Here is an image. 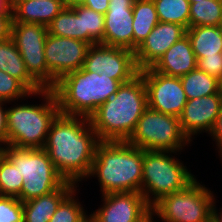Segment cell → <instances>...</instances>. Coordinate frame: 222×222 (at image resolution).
<instances>
[{"label":"cell","instance_id":"1","mask_svg":"<svg viewBox=\"0 0 222 222\" xmlns=\"http://www.w3.org/2000/svg\"><path fill=\"white\" fill-rule=\"evenodd\" d=\"M100 140L88 117L59 113L44 146L58 173L71 183L88 178Z\"/></svg>","mask_w":222,"mask_h":222},{"label":"cell","instance_id":"2","mask_svg":"<svg viewBox=\"0 0 222 222\" xmlns=\"http://www.w3.org/2000/svg\"><path fill=\"white\" fill-rule=\"evenodd\" d=\"M147 108L146 86L139 73L131 81L122 83L117 92L90 115L89 121L100 141H127Z\"/></svg>","mask_w":222,"mask_h":222},{"label":"cell","instance_id":"26","mask_svg":"<svg viewBox=\"0 0 222 222\" xmlns=\"http://www.w3.org/2000/svg\"><path fill=\"white\" fill-rule=\"evenodd\" d=\"M221 22L222 0L190 3L189 27L220 26Z\"/></svg>","mask_w":222,"mask_h":222},{"label":"cell","instance_id":"18","mask_svg":"<svg viewBox=\"0 0 222 222\" xmlns=\"http://www.w3.org/2000/svg\"><path fill=\"white\" fill-rule=\"evenodd\" d=\"M151 68L160 74L179 78L197 68V58L187 34L175 42Z\"/></svg>","mask_w":222,"mask_h":222},{"label":"cell","instance_id":"25","mask_svg":"<svg viewBox=\"0 0 222 222\" xmlns=\"http://www.w3.org/2000/svg\"><path fill=\"white\" fill-rule=\"evenodd\" d=\"M187 100L219 93L218 79L195 68L180 77Z\"/></svg>","mask_w":222,"mask_h":222},{"label":"cell","instance_id":"11","mask_svg":"<svg viewBox=\"0 0 222 222\" xmlns=\"http://www.w3.org/2000/svg\"><path fill=\"white\" fill-rule=\"evenodd\" d=\"M82 69L108 76L121 84L131 81L140 71L134 51L100 43L88 47Z\"/></svg>","mask_w":222,"mask_h":222},{"label":"cell","instance_id":"36","mask_svg":"<svg viewBox=\"0 0 222 222\" xmlns=\"http://www.w3.org/2000/svg\"><path fill=\"white\" fill-rule=\"evenodd\" d=\"M13 15H0V41L11 37Z\"/></svg>","mask_w":222,"mask_h":222},{"label":"cell","instance_id":"31","mask_svg":"<svg viewBox=\"0 0 222 222\" xmlns=\"http://www.w3.org/2000/svg\"><path fill=\"white\" fill-rule=\"evenodd\" d=\"M35 95L20 80L0 70V100L10 103ZM22 97V98H21Z\"/></svg>","mask_w":222,"mask_h":222},{"label":"cell","instance_id":"27","mask_svg":"<svg viewBox=\"0 0 222 222\" xmlns=\"http://www.w3.org/2000/svg\"><path fill=\"white\" fill-rule=\"evenodd\" d=\"M48 34L82 40L81 16L70 7L62 11L47 26Z\"/></svg>","mask_w":222,"mask_h":222},{"label":"cell","instance_id":"12","mask_svg":"<svg viewBox=\"0 0 222 222\" xmlns=\"http://www.w3.org/2000/svg\"><path fill=\"white\" fill-rule=\"evenodd\" d=\"M139 73L146 86L148 108L179 117L187 103L180 78L160 74L151 67Z\"/></svg>","mask_w":222,"mask_h":222},{"label":"cell","instance_id":"23","mask_svg":"<svg viewBox=\"0 0 222 222\" xmlns=\"http://www.w3.org/2000/svg\"><path fill=\"white\" fill-rule=\"evenodd\" d=\"M159 23L153 0H135L133 4V51Z\"/></svg>","mask_w":222,"mask_h":222},{"label":"cell","instance_id":"7","mask_svg":"<svg viewBox=\"0 0 222 222\" xmlns=\"http://www.w3.org/2000/svg\"><path fill=\"white\" fill-rule=\"evenodd\" d=\"M1 152L22 175V202L48 194L58 189L66 181L58 173L43 148H15L7 145L1 148Z\"/></svg>","mask_w":222,"mask_h":222},{"label":"cell","instance_id":"30","mask_svg":"<svg viewBox=\"0 0 222 222\" xmlns=\"http://www.w3.org/2000/svg\"><path fill=\"white\" fill-rule=\"evenodd\" d=\"M75 195L76 189L60 203L50 222H85L90 217Z\"/></svg>","mask_w":222,"mask_h":222},{"label":"cell","instance_id":"14","mask_svg":"<svg viewBox=\"0 0 222 222\" xmlns=\"http://www.w3.org/2000/svg\"><path fill=\"white\" fill-rule=\"evenodd\" d=\"M102 197L103 206L89 215L95 222H140L152 211L141 192H113Z\"/></svg>","mask_w":222,"mask_h":222},{"label":"cell","instance_id":"3","mask_svg":"<svg viewBox=\"0 0 222 222\" xmlns=\"http://www.w3.org/2000/svg\"><path fill=\"white\" fill-rule=\"evenodd\" d=\"M143 149L127 141H100L88 177H97L103 194L141 192Z\"/></svg>","mask_w":222,"mask_h":222},{"label":"cell","instance_id":"40","mask_svg":"<svg viewBox=\"0 0 222 222\" xmlns=\"http://www.w3.org/2000/svg\"><path fill=\"white\" fill-rule=\"evenodd\" d=\"M66 6L83 4L86 0H63Z\"/></svg>","mask_w":222,"mask_h":222},{"label":"cell","instance_id":"42","mask_svg":"<svg viewBox=\"0 0 222 222\" xmlns=\"http://www.w3.org/2000/svg\"><path fill=\"white\" fill-rule=\"evenodd\" d=\"M219 93L222 95V76L218 79Z\"/></svg>","mask_w":222,"mask_h":222},{"label":"cell","instance_id":"33","mask_svg":"<svg viewBox=\"0 0 222 222\" xmlns=\"http://www.w3.org/2000/svg\"><path fill=\"white\" fill-rule=\"evenodd\" d=\"M197 68L219 79L222 76V53H217V56L197 58Z\"/></svg>","mask_w":222,"mask_h":222},{"label":"cell","instance_id":"5","mask_svg":"<svg viewBox=\"0 0 222 222\" xmlns=\"http://www.w3.org/2000/svg\"><path fill=\"white\" fill-rule=\"evenodd\" d=\"M35 95H40L46 102L39 106L21 104L7 109V145L44 148L50 126L60 109L52 89H42Z\"/></svg>","mask_w":222,"mask_h":222},{"label":"cell","instance_id":"9","mask_svg":"<svg viewBox=\"0 0 222 222\" xmlns=\"http://www.w3.org/2000/svg\"><path fill=\"white\" fill-rule=\"evenodd\" d=\"M213 193L197 179L185 189L163 197L152 207L162 222H212Z\"/></svg>","mask_w":222,"mask_h":222},{"label":"cell","instance_id":"10","mask_svg":"<svg viewBox=\"0 0 222 222\" xmlns=\"http://www.w3.org/2000/svg\"><path fill=\"white\" fill-rule=\"evenodd\" d=\"M48 29L38 23L13 22L11 38L14 41L29 75L43 88L52 89L57 80L48 71L44 54Z\"/></svg>","mask_w":222,"mask_h":222},{"label":"cell","instance_id":"4","mask_svg":"<svg viewBox=\"0 0 222 222\" xmlns=\"http://www.w3.org/2000/svg\"><path fill=\"white\" fill-rule=\"evenodd\" d=\"M120 85L118 80L80 68L61 77L52 90L60 113L89 118Z\"/></svg>","mask_w":222,"mask_h":222},{"label":"cell","instance_id":"37","mask_svg":"<svg viewBox=\"0 0 222 222\" xmlns=\"http://www.w3.org/2000/svg\"><path fill=\"white\" fill-rule=\"evenodd\" d=\"M110 0H86L83 5L98 13L105 14L109 8Z\"/></svg>","mask_w":222,"mask_h":222},{"label":"cell","instance_id":"28","mask_svg":"<svg viewBox=\"0 0 222 222\" xmlns=\"http://www.w3.org/2000/svg\"><path fill=\"white\" fill-rule=\"evenodd\" d=\"M159 22L176 23L189 28V0H153Z\"/></svg>","mask_w":222,"mask_h":222},{"label":"cell","instance_id":"35","mask_svg":"<svg viewBox=\"0 0 222 222\" xmlns=\"http://www.w3.org/2000/svg\"><path fill=\"white\" fill-rule=\"evenodd\" d=\"M212 136L213 141H215L217 148L219 149L220 155H222V109L218 117L216 118L215 124L209 133ZM217 142V143H216Z\"/></svg>","mask_w":222,"mask_h":222},{"label":"cell","instance_id":"39","mask_svg":"<svg viewBox=\"0 0 222 222\" xmlns=\"http://www.w3.org/2000/svg\"><path fill=\"white\" fill-rule=\"evenodd\" d=\"M212 222H222V208H221V211L218 213L216 209V205H213Z\"/></svg>","mask_w":222,"mask_h":222},{"label":"cell","instance_id":"22","mask_svg":"<svg viewBox=\"0 0 222 222\" xmlns=\"http://www.w3.org/2000/svg\"><path fill=\"white\" fill-rule=\"evenodd\" d=\"M186 34L196 58L217 56V53H222V28L220 26L189 27Z\"/></svg>","mask_w":222,"mask_h":222},{"label":"cell","instance_id":"13","mask_svg":"<svg viewBox=\"0 0 222 222\" xmlns=\"http://www.w3.org/2000/svg\"><path fill=\"white\" fill-rule=\"evenodd\" d=\"M89 46L82 40L48 34L44 48L48 71L58 81L64 75L79 70Z\"/></svg>","mask_w":222,"mask_h":222},{"label":"cell","instance_id":"32","mask_svg":"<svg viewBox=\"0 0 222 222\" xmlns=\"http://www.w3.org/2000/svg\"><path fill=\"white\" fill-rule=\"evenodd\" d=\"M23 202L15 197L0 196V222H23Z\"/></svg>","mask_w":222,"mask_h":222},{"label":"cell","instance_id":"21","mask_svg":"<svg viewBox=\"0 0 222 222\" xmlns=\"http://www.w3.org/2000/svg\"><path fill=\"white\" fill-rule=\"evenodd\" d=\"M0 70L20 80L32 93L43 89L27 72L22 56L11 37L0 41Z\"/></svg>","mask_w":222,"mask_h":222},{"label":"cell","instance_id":"43","mask_svg":"<svg viewBox=\"0 0 222 222\" xmlns=\"http://www.w3.org/2000/svg\"><path fill=\"white\" fill-rule=\"evenodd\" d=\"M190 3L203 2L204 0H189Z\"/></svg>","mask_w":222,"mask_h":222},{"label":"cell","instance_id":"19","mask_svg":"<svg viewBox=\"0 0 222 222\" xmlns=\"http://www.w3.org/2000/svg\"><path fill=\"white\" fill-rule=\"evenodd\" d=\"M65 6L63 0H13V22L38 23L47 27Z\"/></svg>","mask_w":222,"mask_h":222},{"label":"cell","instance_id":"38","mask_svg":"<svg viewBox=\"0 0 222 222\" xmlns=\"http://www.w3.org/2000/svg\"><path fill=\"white\" fill-rule=\"evenodd\" d=\"M13 0H0V15H13Z\"/></svg>","mask_w":222,"mask_h":222},{"label":"cell","instance_id":"20","mask_svg":"<svg viewBox=\"0 0 222 222\" xmlns=\"http://www.w3.org/2000/svg\"><path fill=\"white\" fill-rule=\"evenodd\" d=\"M75 188L76 184L65 181L58 189L23 202V222H50L60 203Z\"/></svg>","mask_w":222,"mask_h":222},{"label":"cell","instance_id":"15","mask_svg":"<svg viewBox=\"0 0 222 222\" xmlns=\"http://www.w3.org/2000/svg\"><path fill=\"white\" fill-rule=\"evenodd\" d=\"M221 109L222 95L220 93L187 100L179 116L183 133L190 141L197 133L209 134Z\"/></svg>","mask_w":222,"mask_h":222},{"label":"cell","instance_id":"34","mask_svg":"<svg viewBox=\"0 0 222 222\" xmlns=\"http://www.w3.org/2000/svg\"><path fill=\"white\" fill-rule=\"evenodd\" d=\"M4 103L8 102L0 100V148L7 146V108L2 106Z\"/></svg>","mask_w":222,"mask_h":222},{"label":"cell","instance_id":"41","mask_svg":"<svg viewBox=\"0 0 222 222\" xmlns=\"http://www.w3.org/2000/svg\"><path fill=\"white\" fill-rule=\"evenodd\" d=\"M154 213L151 211L142 221L140 222H156L153 217Z\"/></svg>","mask_w":222,"mask_h":222},{"label":"cell","instance_id":"44","mask_svg":"<svg viewBox=\"0 0 222 222\" xmlns=\"http://www.w3.org/2000/svg\"><path fill=\"white\" fill-rule=\"evenodd\" d=\"M85 222H95V221L89 217Z\"/></svg>","mask_w":222,"mask_h":222},{"label":"cell","instance_id":"29","mask_svg":"<svg viewBox=\"0 0 222 222\" xmlns=\"http://www.w3.org/2000/svg\"><path fill=\"white\" fill-rule=\"evenodd\" d=\"M23 178L18 168L0 153V196L15 197L21 201Z\"/></svg>","mask_w":222,"mask_h":222},{"label":"cell","instance_id":"17","mask_svg":"<svg viewBox=\"0 0 222 222\" xmlns=\"http://www.w3.org/2000/svg\"><path fill=\"white\" fill-rule=\"evenodd\" d=\"M185 34L186 29L179 24L159 22L134 51L138 69L142 70L152 67Z\"/></svg>","mask_w":222,"mask_h":222},{"label":"cell","instance_id":"6","mask_svg":"<svg viewBox=\"0 0 222 222\" xmlns=\"http://www.w3.org/2000/svg\"><path fill=\"white\" fill-rule=\"evenodd\" d=\"M172 151L143 150L141 193L152 208L163 197L185 189L196 177Z\"/></svg>","mask_w":222,"mask_h":222},{"label":"cell","instance_id":"16","mask_svg":"<svg viewBox=\"0 0 222 222\" xmlns=\"http://www.w3.org/2000/svg\"><path fill=\"white\" fill-rule=\"evenodd\" d=\"M135 0H110L104 14L103 45L133 51V4Z\"/></svg>","mask_w":222,"mask_h":222},{"label":"cell","instance_id":"8","mask_svg":"<svg viewBox=\"0 0 222 222\" xmlns=\"http://www.w3.org/2000/svg\"><path fill=\"white\" fill-rule=\"evenodd\" d=\"M127 142L143 150L179 152L191 141L183 133L179 117L147 108Z\"/></svg>","mask_w":222,"mask_h":222},{"label":"cell","instance_id":"24","mask_svg":"<svg viewBox=\"0 0 222 222\" xmlns=\"http://www.w3.org/2000/svg\"><path fill=\"white\" fill-rule=\"evenodd\" d=\"M70 7L78 16H81L82 41L87 42L89 45L103 44L104 14L89 9L83 4L71 5Z\"/></svg>","mask_w":222,"mask_h":222}]
</instances>
